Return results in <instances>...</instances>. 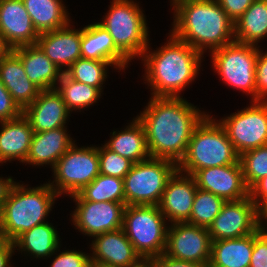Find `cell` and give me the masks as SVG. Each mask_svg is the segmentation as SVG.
Returning a JSON list of instances; mask_svg holds the SVG:
<instances>
[{"label":"cell","mask_w":267,"mask_h":267,"mask_svg":"<svg viewBox=\"0 0 267 267\" xmlns=\"http://www.w3.org/2000/svg\"><path fill=\"white\" fill-rule=\"evenodd\" d=\"M179 97H153L138 116L144 127L148 151L153 158L179 164L195 127L206 114Z\"/></svg>","instance_id":"1"},{"label":"cell","mask_w":267,"mask_h":267,"mask_svg":"<svg viewBox=\"0 0 267 267\" xmlns=\"http://www.w3.org/2000/svg\"><path fill=\"white\" fill-rule=\"evenodd\" d=\"M172 35L200 53L235 41L234 22L217 0H176ZM233 37V39H232Z\"/></svg>","instance_id":"2"},{"label":"cell","mask_w":267,"mask_h":267,"mask_svg":"<svg viewBox=\"0 0 267 267\" xmlns=\"http://www.w3.org/2000/svg\"><path fill=\"white\" fill-rule=\"evenodd\" d=\"M146 54V55H145ZM202 53L171 34L160 50L143 53L146 78L153 97H179L178 93L196 77Z\"/></svg>","instance_id":"3"},{"label":"cell","mask_w":267,"mask_h":267,"mask_svg":"<svg viewBox=\"0 0 267 267\" xmlns=\"http://www.w3.org/2000/svg\"><path fill=\"white\" fill-rule=\"evenodd\" d=\"M57 196L48 183L33 189L14 183L0 211L4 238L13 242L22 233L44 223Z\"/></svg>","instance_id":"4"},{"label":"cell","mask_w":267,"mask_h":267,"mask_svg":"<svg viewBox=\"0 0 267 267\" xmlns=\"http://www.w3.org/2000/svg\"><path fill=\"white\" fill-rule=\"evenodd\" d=\"M239 157L224 127L207 114L193 130L178 171L193 175L204 168L236 164Z\"/></svg>","instance_id":"5"},{"label":"cell","mask_w":267,"mask_h":267,"mask_svg":"<svg viewBox=\"0 0 267 267\" xmlns=\"http://www.w3.org/2000/svg\"><path fill=\"white\" fill-rule=\"evenodd\" d=\"M165 216L156 205L125 206L123 230L141 258H155L166 249Z\"/></svg>","instance_id":"6"},{"label":"cell","mask_w":267,"mask_h":267,"mask_svg":"<svg viewBox=\"0 0 267 267\" xmlns=\"http://www.w3.org/2000/svg\"><path fill=\"white\" fill-rule=\"evenodd\" d=\"M177 170V163L163 158L149 157L134 163L123 178L126 206H158L165 186Z\"/></svg>","instance_id":"7"},{"label":"cell","mask_w":267,"mask_h":267,"mask_svg":"<svg viewBox=\"0 0 267 267\" xmlns=\"http://www.w3.org/2000/svg\"><path fill=\"white\" fill-rule=\"evenodd\" d=\"M144 14L129 0H113L103 26L116 47L129 59L142 56L148 50V31Z\"/></svg>","instance_id":"8"},{"label":"cell","mask_w":267,"mask_h":267,"mask_svg":"<svg viewBox=\"0 0 267 267\" xmlns=\"http://www.w3.org/2000/svg\"><path fill=\"white\" fill-rule=\"evenodd\" d=\"M212 52L213 66L223 81L252 94L256 101L255 66L258 47L234 41Z\"/></svg>","instance_id":"9"},{"label":"cell","mask_w":267,"mask_h":267,"mask_svg":"<svg viewBox=\"0 0 267 267\" xmlns=\"http://www.w3.org/2000/svg\"><path fill=\"white\" fill-rule=\"evenodd\" d=\"M53 170L56 185H49L54 191L58 195L64 192L71 196L77 194L100 174L98 147L79 149L73 144Z\"/></svg>","instance_id":"10"},{"label":"cell","mask_w":267,"mask_h":267,"mask_svg":"<svg viewBox=\"0 0 267 267\" xmlns=\"http://www.w3.org/2000/svg\"><path fill=\"white\" fill-rule=\"evenodd\" d=\"M251 102L250 107L219 122L239 155L267 145V100Z\"/></svg>","instance_id":"11"},{"label":"cell","mask_w":267,"mask_h":267,"mask_svg":"<svg viewBox=\"0 0 267 267\" xmlns=\"http://www.w3.org/2000/svg\"><path fill=\"white\" fill-rule=\"evenodd\" d=\"M261 218L266 219L250 196L226 201L208 232L212 241L244 237L255 233L262 226Z\"/></svg>","instance_id":"12"},{"label":"cell","mask_w":267,"mask_h":267,"mask_svg":"<svg viewBox=\"0 0 267 267\" xmlns=\"http://www.w3.org/2000/svg\"><path fill=\"white\" fill-rule=\"evenodd\" d=\"M211 245L208 228L178 222L168 228L164 254L176 260L196 262L208 267Z\"/></svg>","instance_id":"13"},{"label":"cell","mask_w":267,"mask_h":267,"mask_svg":"<svg viewBox=\"0 0 267 267\" xmlns=\"http://www.w3.org/2000/svg\"><path fill=\"white\" fill-rule=\"evenodd\" d=\"M74 225L85 235L96 236L123 227L126 204L118 202H92L75 200Z\"/></svg>","instance_id":"14"},{"label":"cell","mask_w":267,"mask_h":267,"mask_svg":"<svg viewBox=\"0 0 267 267\" xmlns=\"http://www.w3.org/2000/svg\"><path fill=\"white\" fill-rule=\"evenodd\" d=\"M192 176L197 188L211 192L225 201L249 197L240 161L236 164L197 170Z\"/></svg>","instance_id":"15"},{"label":"cell","mask_w":267,"mask_h":267,"mask_svg":"<svg viewBox=\"0 0 267 267\" xmlns=\"http://www.w3.org/2000/svg\"><path fill=\"white\" fill-rule=\"evenodd\" d=\"M0 34L10 50L37 44L40 34L23 0H0Z\"/></svg>","instance_id":"16"},{"label":"cell","mask_w":267,"mask_h":267,"mask_svg":"<svg viewBox=\"0 0 267 267\" xmlns=\"http://www.w3.org/2000/svg\"><path fill=\"white\" fill-rule=\"evenodd\" d=\"M94 237L90 261L96 267H128L141 259L123 228Z\"/></svg>","instance_id":"17"},{"label":"cell","mask_w":267,"mask_h":267,"mask_svg":"<svg viewBox=\"0 0 267 267\" xmlns=\"http://www.w3.org/2000/svg\"><path fill=\"white\" fill-rule=\"evenodd\" d=\"M177 170L165 186L158 205L171 223L187 222L190 219L197 185L192 175L180 176ZM179 174V175H178Z\"/></svg>","instance_id":"18"},{"label":"cell","mask_w":267,"mask_h":267,"mask_svg":"<svg viewBox=\"0 0 267 267\" xmlns=\"http://www.w3.org/2000/svg\"><path fill=\"white\" fill-rule=\"evenodd\" d=\"M69 113L64 100L55 88L41 90L35 100L22 111L33 132L65 127Z\"/></svg>","instance_id":"19"},{"label":"cell","mask_w":267,"mask_h":267,"mask_svg":"<svg viewBox=\"0 0 267 267\" xmlns=\"http://www.w3.org/2000/svg\"><path fill=\"white\" fill-rule=\"evenodd\" d=\"M37 45L60 69L68 68L81 58V30L65 27L40 33Z\"/></svg>","instance_id":"20"},{"label":"cell","mask_w":267,"mask_h":267,"mask_svg":"<svg viewBox=\"0 0 267 267\" xmlns=\"http://www.w3.org/2000/svg\"><path fill=\"white\" fill-rule=\"evenodd\" d=\"M0 80L22 111L41 91L27 77L21 59L12 50L0 59Z\"/></svg>","instance_id":"21"},{"label":"cell","mask_w":267,"mask_h":267,"mask_svg":"<svg viewBox=\"0 0 267 267\" xmlns=\"http://www.w3.org/2000/svg\"><path fill=\"white\" fill-rule=\"evenodd\" d=\"M81 58L107 61L119 69L126 67L129 62L99 23L90 24L81 30Z\"/></svg>","instance_id":"22"},{"label":"cell","mask_w":267,"mask_h":267,"mask_svg":"<svg viewBox=\"0 0 267 267\" xmlns=\"http://www.w3.org/2000/svg\"><path fill=\"white\" fill-rule=\"evenodd\" d=\"M12 51L21 59L27 77L40 90L56 88L64 70L56 66L37 44L17 47Z\"/></svg>","instance_id":"23"},{"label":"cell","mask_w":267,"mask_h":267,"mask_svg":"<svg viewBox=\"0 0 267 267\" xmlns=\"http://www.w3.org/2000/svg\"><path fill=\"white\" fill-rule=\"evenodd\" d=\"M73 144L65 127L34 132L25 162L33 165L51 164L53 168Z\"/></svg>","instance_id":"24"},{"label":"cell","mask_w":267,"mask_h":267,"mask_svg":"<svg viewBox=\"0 0 267 267\" xmlns=\"http://www.w3.org/2000/svg\"><path fill=\"white\" fill-rule=\"evenodd\" d=\"M0 132V163L18 159L25 162L31 145L33 129L21 114L15 119L2 121Z\"/></svg>","instance_id":"25"},{"label":"cell","mask_w":267,"mask_h":267,"mask_svg":"<svg viewBox=\"0 0 267 267\" xmlns=\"http://www.w3.org/2000/svg\"><path fill=\"white\" fill-rule=\"evenodd\" d=\"M253 233L244 237L212 241L208 267H249Z\"/></svg>","instance_id":"26"},{"label":"cell","mask_w":267,"mask_h":267,"mask_svg":"<svg viewBox=\"0 0 267 267\" xmlns=\"http://www.w3.org/2000/svg\"><path fill=\"white\" fill-rule=\"evenodd\" d=\"M135 119L124 131H119V133L114 131L113 137L105 146L133 163H138L151 156L147 147L144 127L138 118Z\"/></svg>","instance_id":"27"},{"label":"cell","mask_w":267,"mask_h":267,"mask_svg":"<svg viewBox=\"0 0 267 267\" xmlns=\"http://www.w3.org/2000/svg\"><path fill=\"white\" fill-rule=\"evenodd\" d=\"M267 36V0H254L234 23V39L243 44L256 45Z\"/></svg>","instance_id":"28"},{"label":"cell","mask_w":267,"mask_h":267,"mask_svg":"<svg viewBox=\"0 0 267 267\" xmlns=\"http://www.w3.org/2000/svg\"><path fill=\"white\" fill-rule=\"evenodd\" d=\"M23 3L39 34L69 24L66 9L60 0H23Z\"/></svg>","instance_id":"29"},{"label":"cell","mask_w":267,"mask_h":267,"mask_svg":"<svg viewBox=\"0 0 267 267\" xmlns=\"http://www.w3.org/2000/svg\"><path fill=\"white\" fill-rule=\"evenodd\" d=\"M57 231L48 222L36 225L32 229L19 235L14 241V247L28 251L35 257H47L55 253L59 247ZM25 249V250H24Z\"/></svg>","instance_id":"30"},{"label":"cell","mask_w":267,"mask_h":267,"mask_svg":"<svg viewBox=\"0 0 267 267\" xmlns=\"http://www.w3.org/2000/svg\"><path fill=\"white\" fill-rule=\"evenodd\" d=\"M71 197H74V200L125 203L124 182L123 179L117 177L99 174L91 183Z\"/></svg>","instance_id":"31"},{"label":"cell","mask_w":267,"mask_h":267,"mask_svg":"<svg viewBox=\"0 0 267 267\" xmlns=\"http://www.w3.org/2000/svg\"><path fill=\"white\" fill-rule=\"evenodd\" d=\"M59 81L60 87L55 89L60 93L69 111L88 107L101 96L98 88L75 81L65 73Z\"/></svg>","instance_id":"32"},{"label":"cell","mask_w":267,"mask_h":267,"mask_svg":"<svg viewBox=\"0 0 267 267\" xmlns=\"http://www.w3.org/2000/svg\"><path fill=\"white\" fill-rule=\"evenodd\" d=\"M225 202L224 199L217 195L197 188L191 216L187 222L209 228L215 217L220 213Z\"/></svg>","instance_id":"33"},{"label":"cell","mask_w":267,"mask_h":267,"mask_svg":"<svg viewBox=\"0 0 267 267\" xmlns=\"http://www.w3.org/2000/svg\"><path fill=\"white\" fill-rule=\"evenodd\" d=\"M112 65L107 61H99L94 59L76 60L64 73L71 79L96 87L101 91V84L106 74V67Z\"/></svg>","instance_id":"34"},{"label":"cell","mask_w":267,"mask_h":267,"mask_svg":"<svg viewBox=\"0 0 267 267\" xmlns=\"http://www.w3.org/2000/svg\"><path fill=\"white\" fill-rule=\"evenodd\" d=\"M239 161L244 181L250 190L259 180L267 176V145L242 153Z\"/></svg>","instance_id":"35"},{"label":"cell","mask_w":267,"mask_h":267,"mask_svg":"<svg viewBox=\"0 0 267 267\" xmlns=\"http://www.w3.org/2000/svg\"><path fill=\"white\" fill-rule=\"evenodd\" d=\"M100 174L123 179L133 166V162L110 149L105 145L98 148Z\"/></svg>","instance_id":"36"},{"label":"cell","mask_w":267,"mask_h":267,"mask_svg":"<svg viewBox=\"0 0 267 267\" xmlns=\"http://www.w3.org/2000/svg\"><path fill=\"white\" fill-rule=\"evenodd\" d=\"M249 267H267V231L263 226L253 233V252Z\"/></svg>","instance_id":"37"},{"label":"cell","mask_w":267,"mask_h":267,"mask_svg":"<svg viewBox=\"0 0 267 267\" xmlns=\"http://www.w3.org/2000/svg\"><path fill=\"white\" fill-rule=\"evenodd\" d=\"M258 49V57L255 66L256 101H265L267 95V53Z\"/></svg>","instance_id":"38"},{"label":"cell","mask_w":267,"mask_h":267,"mask_svg":"<svg viewBox=\"0 0 267 267\" xmlns=\"http://www.w3.org/2000/svg\"><path fill=\"white\" fill-rule=\"evenodd\" d=\"M21 114L22 110L0 80V122L15 119Z\"/></svg>","instance_id":"39"},{"label":"cell","mask_w":267,"mask_h":267,"mask_svg":"<svg viewBox=\"0 0 267 267\" xmlns=\"http://www.w3.org/2000/svg\"><path fill=\"white\" fill-rule=\"evenodd\" d=\"M90 257L79 251H65L55 257L51 267H84Z\"/></svg>","instance_id":"40"},{"label":"cell","mask_w":267,"mask_h":267,"mask_svg":"<svg viewBox=\"0 0 267 267\" xmlns=\"http://www.w3.org/2000/svg\"><path fill=\"white\" fill-rule=\"evenodd\" d=\"M254 0H217L227 16L235 23Z\"/></svg>","instance_id":"41"},{"label":"cell","mask_w":267,"mask_h":267,"mask_svg":"<svg viewBox=\"0 0 267 267\" xmlns=\"http://www.w3.org/2000/svg\"><path fill=\"white\" fill-rule=\"evenodd\" d=\"M249 196L256 204L257 209L267 218V176L249 190Z\"/></svg>","instance_id":"42"},{"label":"cell","mask_w":267,"mask_h":267,"mask_svg":"<svg viewBox=\"0 0 267 267\" xmlns=\"http://www.w3.org/2000/svg\"><path fill=\"white\" fill-rule=\"evenodd\" d=\"M152 259L154 267H206L196 262L176 260L164 253Z\"/></svg>","instance_id":"43"},{"label":"cell","mask_w":267,"mask_h":267,"mask_svg":"<svg viewBox=\"0 0 267 267\" xmlns=\"http://www.w3.org/2000/svg\"><path fill=\"white\" fill-rule=\"evenodd\" d=\"M14 244L10 240H4L0 244V267H7L13 253Z\"/></svg>","instance_id":"44"},{"label":"cell","mask_w":267,"mask_h":267,"mask_svg":"<svg viewBox=\"0 0 267 267\" xmlns=\"http://www.w3.org/2000/svg\"><path fill=\"white\" fill-rule=\"evenodd\" d=\"M14 183L15 182L10 177L7 179L0 178V211Z\"/></svg>","instance_id":"45"},{"label":"cell","mask_w":267,"mask_h":267,"mask_svg":"<svg viewBox=\"0 0 267 267\" xmlns=\"http://www.w3.org/2000/svg\"><path fill=\"white\" fill-rule=\"evenodd\" d=\"M128 267H154L152 258H141L135 264Z\"/></svg>","instance_id":"46"},{"label":"cell","mask_w":267,"mask_h":267,"mask_svg":"<svg viewBox=\"0 0 267 267\" xmlns=\"http://www.w3.org/2000/svg\"><path fill=\"white\" fill-rule=\"evenodd\" d=\"M10 49L7 47L3 38L0 34V59L9 51Z\"/></svg>","instance_id":"47"},{"label":"cell","mask_w":267,"mask_h":267,"mask_svg":"<svg viewBox=\"0 0 267 267\" xmlns=\"http://www.w3.org/2000/svg\"><path fill=\"white\" fill-rule=\"evenodd\" d=\"M5 240L4 236H3V232H2V227L0 224V244Z\"/></svg>","instance_id":"48"},{"label":"cell","mask_w":267,"mask_h":267,"mask_svg":"<svg viewBox=\"0 0 267 267\" xmlns=\"http://www.w3.org/2000/svg\"><path fill=\"white\" fill-rule=\"evenodd\" d=\"M84 267H96L91 261H89Z\"/></svg>","instance_id":"49"}]
</instances>
